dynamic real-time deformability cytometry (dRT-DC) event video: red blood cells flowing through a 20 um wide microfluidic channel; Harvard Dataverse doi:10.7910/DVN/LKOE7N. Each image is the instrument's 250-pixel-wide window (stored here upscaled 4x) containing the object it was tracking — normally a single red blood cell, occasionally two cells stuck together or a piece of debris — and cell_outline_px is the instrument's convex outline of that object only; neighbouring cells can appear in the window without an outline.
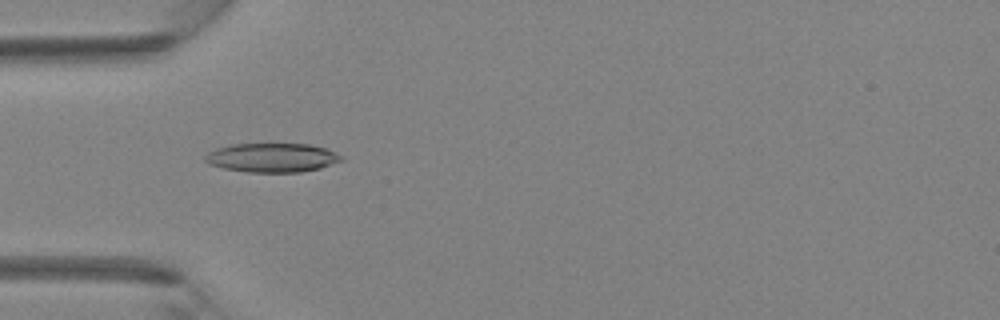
{"species": "Egyptian fruit bat (a non-hibernating species)", "species_latin": "Rousettus aegyptiacus", "temperature_condition": "room temperature", "stored_images_in_passage": 44, "camera_frame_rate_fps": 3000, "um_per_image_px": 0.085, "animal": {"sex": "female"}, "frame": {"image": 1, "passage_image": 14, "time_ms": 4.333, "image_size_px": [1000, 320], "cell_outline_px": [[344, 160], [320, 168], [300, 172], [248, 172], [224, 168], [208, 164], [204, 160], [204, 156], [208, 152], [216, 148], [232, 144], [308, 144], [324, 148], [344, 156]], "centroid_in_image_um": [23.11, 13.4], "position_along_channel_um": 61.9, "area_um2": 23.06}}
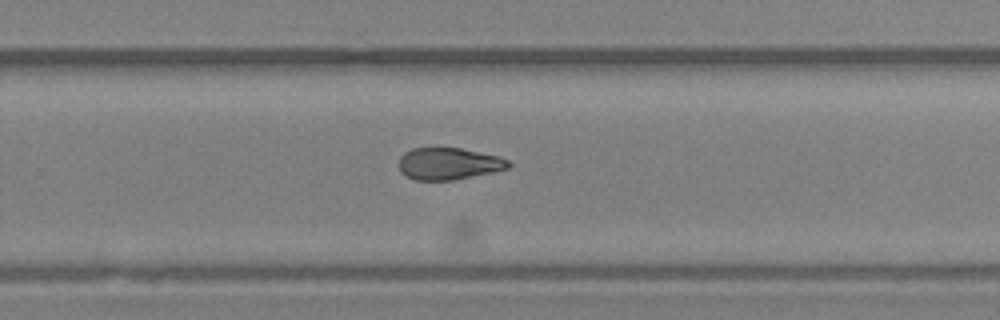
{"frame": {"image": 2, "passage_image": 29, "time_ms": 9.333, "image_size_px": [1000, 320], "cell_outline_px": [[512, 164], [508, 168], [492, 172], [452, 180], [416, 180], [400, 172], [400, 156], [404, 152], [412, 148], [460, 148], [500, 156], [508, 160]], "centroid_in_image_um": [38.15, 13.9], "position_along_channel_um": 291.7, "area_um2": 20.29}}
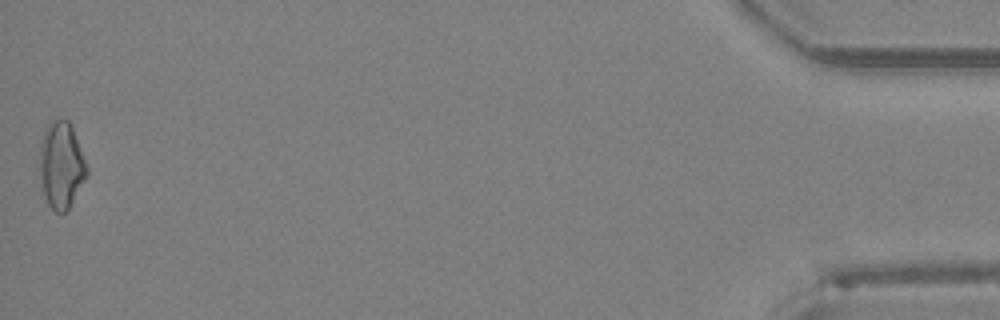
{"frame": {"image": 3, "passage_image": 44, "time_ms": 14.333, "image_size_px": [1000, 320], "cell_outline_px": [[88, 176], [68, 208], [64, 212], [56, 212], [48, 204], [44, 196], [40, 172], [40, 140], [48, 124], [56, 120], [68, 120], [72, 128], [88, 168]], "centroid_in_image_um": [5.21, 14.05], "position_along_channel_um": 430.0, "area_um2": 23.41}}